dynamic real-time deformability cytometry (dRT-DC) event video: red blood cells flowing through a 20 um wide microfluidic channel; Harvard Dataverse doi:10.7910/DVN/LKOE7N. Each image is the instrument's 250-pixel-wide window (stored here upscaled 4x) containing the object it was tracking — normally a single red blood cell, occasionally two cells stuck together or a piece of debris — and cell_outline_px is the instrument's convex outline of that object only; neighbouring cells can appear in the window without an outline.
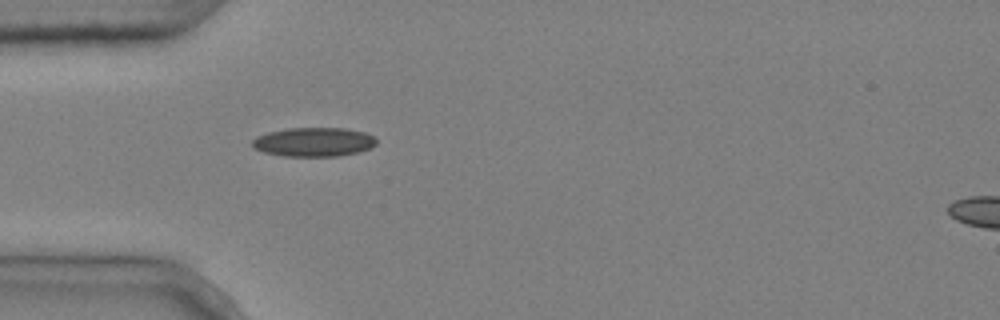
{"species": "common noctule bat (a hibernating species)", "species_latin": "Nyctalus noctula", "temperature_condition": "cold", "stored_images_in_passage": 5, "camera_frame_rate_fps": 3000, "um_per_image_px": 0.085, "animal": {"sex": "male", "body_mass_g": 20.4}, "frame": {"image": 1, "passage_image": 5, "time_ms": 1.333, "image_size_px": [1000, 320], "cell_outline_px": [[376, 144], [360, 152], [336, 156], [284, 156], [264, 152], [252, 148], [252, 140], [256, 136], [268, 132], [288, 128], [344, 128], [364, 132], [372, 136], [376, 140]], "centroid_in_image_um": [26.63, 12.07], "position_along_channel_um": 58.4, "area_um2": 20.98}}